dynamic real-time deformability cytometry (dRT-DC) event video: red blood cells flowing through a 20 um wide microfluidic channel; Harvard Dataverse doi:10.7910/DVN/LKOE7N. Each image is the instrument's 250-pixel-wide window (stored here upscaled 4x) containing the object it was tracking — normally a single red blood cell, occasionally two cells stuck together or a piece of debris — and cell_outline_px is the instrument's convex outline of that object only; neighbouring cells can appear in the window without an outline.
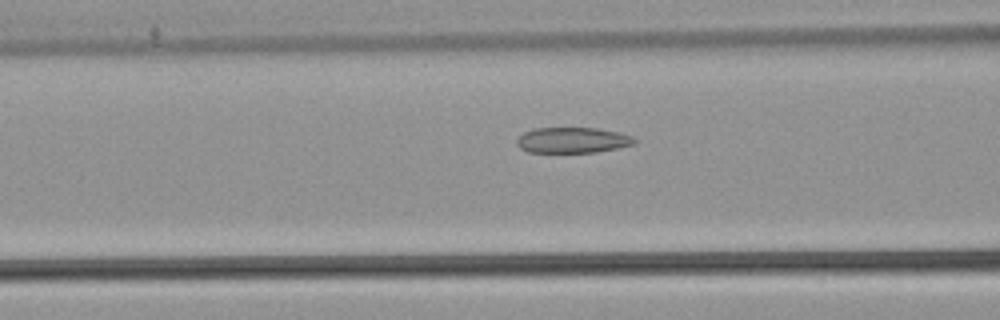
{"species": "common noctule bat (a hibernating species)", "species_latin": "Nyctalus noctula", "temperature_condition": "warm", "stored_images_in_passage": 53, "camera_frame_rate_fps": 3000, "um_per_image_px": 0.085, "animal": {"sex": "male", "body_mass_g": 21.5, "forearm_length_mm": 52.0}, "frame": {"image": 1, "passage_image": 22, "time_ms": 7.0, "image_size_px": [1000, 320], "cell_outline_px": [[640, 140], [636, 144], [596, 152], [528, 152], [520, 148], [516, 144], [516, 140], [524, 132], [532, 128], [596, 128], [620, 132], [632, 136]], "centroid_in_image_um": [48.7, 11.91], "position_along_channel_um": 117.9, "area_um2": 17.74}}
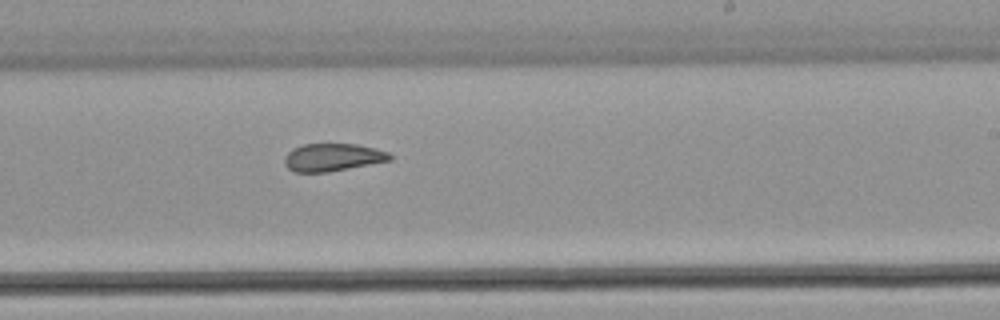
{"frame": {"image": 2, "passage_image": 33, "time_ms": 10.667, "image_size_px": [1000, 320], "cell_outline_px": [[392, 160], [328, 172], [292, 172], [284, 164], [284, 156], [292, 148], [304, 144], [356, 144], [376, 148], [388, 152], [392, 156]], "centroid_in_image_um": [28.26, 13.37], "position_along_channel_um": 260.7, "area_um2": 17.11}}
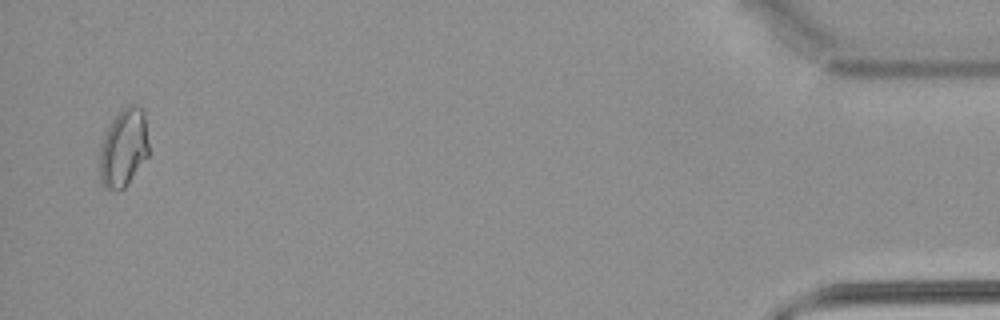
{"frame": {"image": 3, "passage_image": 52, "time_ms": 17.0, "image_size_px": [1000, 320], "cell_outline_px": [[148, 156], [124, 188], [120, 192], [104, 188], [100, 180], [100, 148], [104, 136], [112, 120], [128, 104], [140, 104], [144, 112], [148, 144]], "centroid_in_image_um": [10.51, 12.58], "position_along_channel_um": 424.7, "area_um2": 22.31}, "authors_computed_cell_mechanics": {"area_um2": 19.5364, "velocity_mm_per_s": 3.9035, "shape_relaxation_time_tau1_ms": null, "shape_relaxation_time_tau2_ms": 2.1929, "deformation_change_tau1": null, "deformation_change_tau2": 0.0632}}